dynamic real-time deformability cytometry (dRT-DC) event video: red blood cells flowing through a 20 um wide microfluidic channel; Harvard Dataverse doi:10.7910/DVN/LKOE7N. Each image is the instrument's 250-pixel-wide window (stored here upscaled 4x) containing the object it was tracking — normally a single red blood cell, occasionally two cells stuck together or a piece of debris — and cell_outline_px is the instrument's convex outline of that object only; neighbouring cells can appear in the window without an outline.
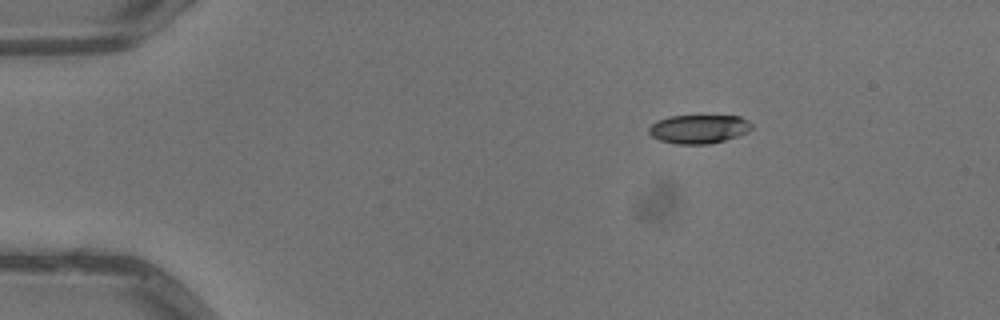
{"species": "common noctule bat (a hibernating species)", "species_latin": "Nyctalus noctula", "temperature_condition": "warm", "stored_images_in_passage": 3, "camera_frame_rate_fps": 3000, "um_per_image_px": 0.085, "animal": {"sex": "male", "body_mass_g": 13.3}, "frame": {"image": 1, "passage_image": 1, "time_ms": 0.0, "image_size_px": [1000, 320], "cell_outline_px": [[752, 128], [748, 132], [724, 140], [708, 144], [676, 144], [660, 140], [652, 136], [648, 132], [648, 128], [656, 120], [668, 116], [740, 116], [748, 120], [752, 124]], "centroid_in_image_um": [59.38, 10.96], "position_along_channel_um": 25.6, "area_um2": 17.22}}